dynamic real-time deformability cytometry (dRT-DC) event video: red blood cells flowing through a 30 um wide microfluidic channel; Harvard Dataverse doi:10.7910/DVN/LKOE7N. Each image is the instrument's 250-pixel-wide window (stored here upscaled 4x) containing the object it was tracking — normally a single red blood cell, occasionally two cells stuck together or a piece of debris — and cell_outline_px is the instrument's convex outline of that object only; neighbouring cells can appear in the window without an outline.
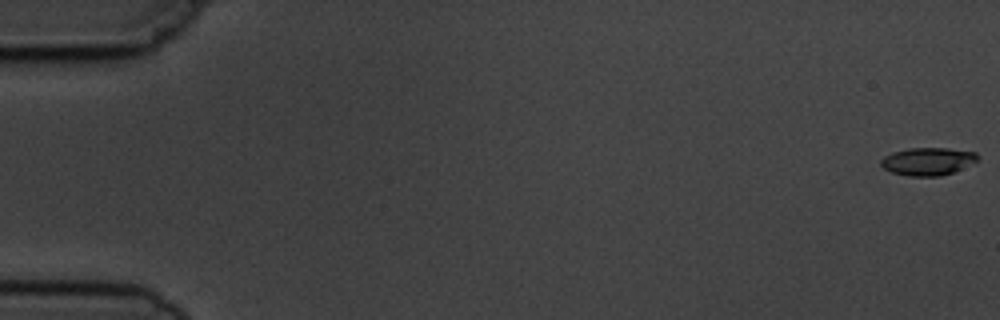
{"species": "common noctule bat (a hibernating species)", "species_latin": "Nyctalus noctula", "temperature_condition": "cold", "stored_images_in_passage": 9, "camera_frame_rate_fps": 3000, "um_per_image_px": 0.085, "animal": {"sex": "male", "body_mass_g": 19.5, "forearm_length_mm": 54.6}, "frame": {"image": 1, "passage_image": 1, "time_ms": 0.0, "image_size_px": [1000, 320], "cell_outline_px": [[980, 156], [976, 160], [952, 172], [940, 176], [908, 176], [892, 172], [884, 168], [880, 164], [880, 160], [884, 156], [892, 152], [908, 148], [948, 148], [976, 152]], "centroid_in_image_um": [78.82, 13.7], "position_along_channel_um": 6.2, "area_um2": 15.49}}
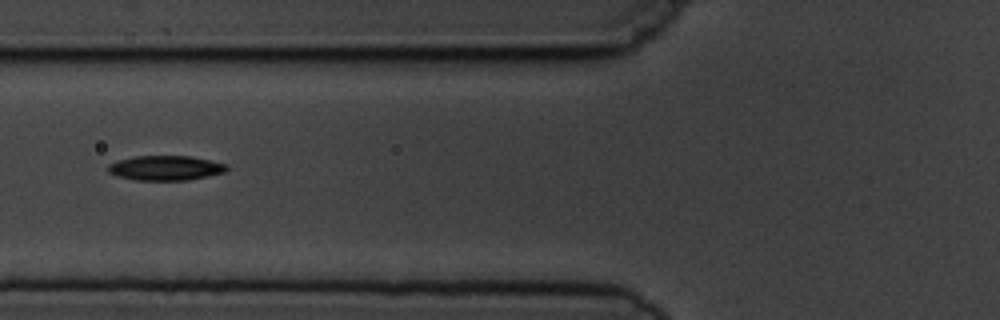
{"frame": {"image": 2, "passage_image": 7, "time_ms": 7.0, "image_size_px": [1000, 320], "cell_outline_px": [[228, 168], [224, 172], [188, 180], [136, 180], [116, 176], [108, 172], [108, 164], [120, 160], [136, 156], [192, 156], [228, 164]], "centroid_in_image_um": [14.07, 14.27], "position_along_channel_um": 111.7, "area_um2": 17.05}}
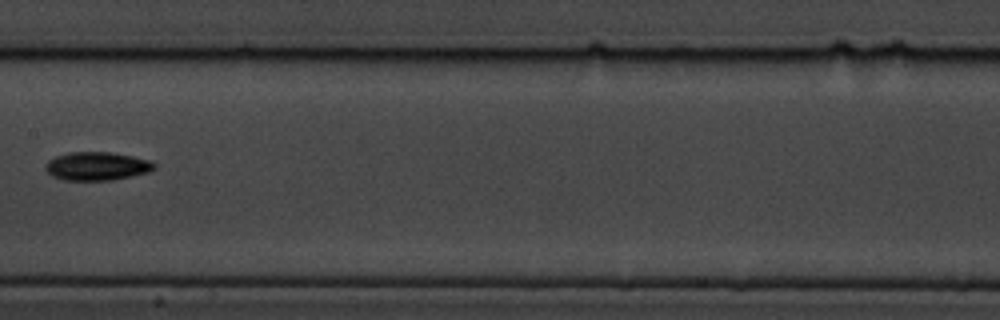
{"frame": {"image": 3, "passage_image": 9, "time_ms": 9.333, "image_size_px": [1000, 320], "cell_outline_px": [[156, 168], [148, 172], [112, 180], [64, 180], [52, 176], [44, 168], [48, 160], [56, 156], [68, 152], [112, 152], [152, 160], [156, 164]], "centroid_in_image_um": [8.25, 14.11], "position_along_channel_um": 199.2, "area_um2": 18.09}}